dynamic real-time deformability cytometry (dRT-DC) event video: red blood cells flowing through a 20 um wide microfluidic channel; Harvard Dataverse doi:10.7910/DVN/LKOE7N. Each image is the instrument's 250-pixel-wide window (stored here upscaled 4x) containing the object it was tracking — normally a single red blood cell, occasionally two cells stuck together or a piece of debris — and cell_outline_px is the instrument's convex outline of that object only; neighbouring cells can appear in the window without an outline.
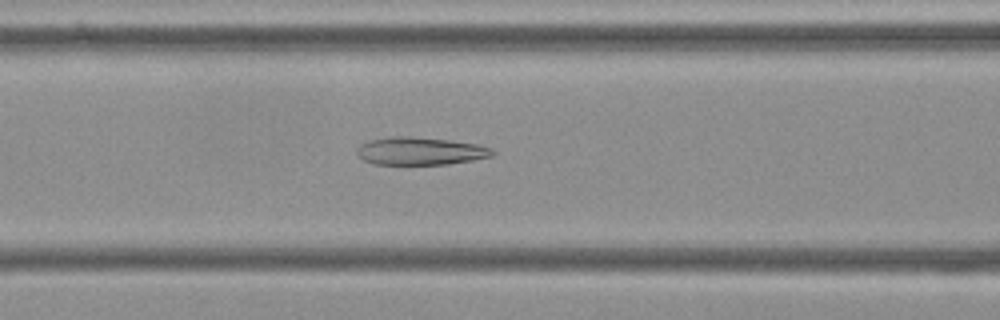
{"species": "Egyptian fruit bat (a non-hibernating species)", "species_latin": "Rousettus aegyptiacus", "temperature_condition": "cold", "stored_images_in_passage": 56, "camera_frame_rate_fps": 3000, "um_per_image_px": 0.085, "frame": {"image": 1, "passage_image": 23, "time_ms": 7.333, "image_size_px": [1000, 320], "cell_outline_px": [[496, 152], [492, 156], [472, 160], [448, 164], [376, 164], [364, 160], [356, 152], [356, 148], [360, 144], [368, 140], [392, 136], [408, 136], [448, 140], [476, 144], [492, 148]], "centroid_in_image_um": [35.71, 12.83], "position_along_channel_um": 130.9, "area_um2": 21.85}}
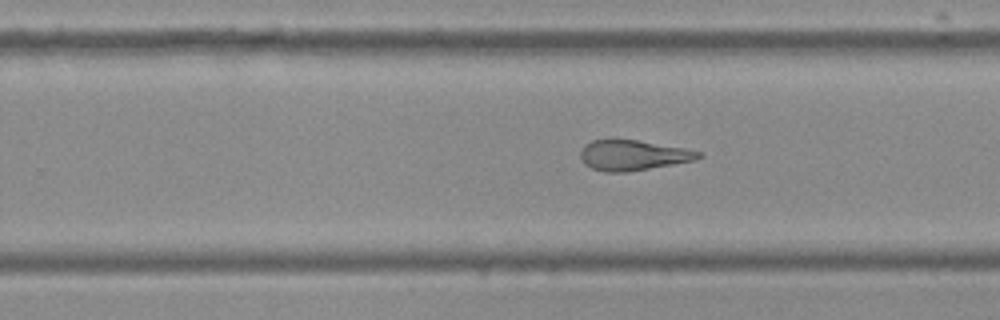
{"frame": {"image": 2, "passage_image": 35, "time_ms": 11.333, "image_size_px": [1000, 320], "cell_outline_px": [[704, 156], [692, 160], [672, 164], [628, 172], [604, 172], [592, 168], [584, 164], [580, 156], [580, 152], [584, 144], [592, 140], [636, 140], [684, 148], [700, 152]], "centroid_in_image_um": [53.76, 13.2], "position_along_channel_um": 276.0, "area_um2": 20.58}}
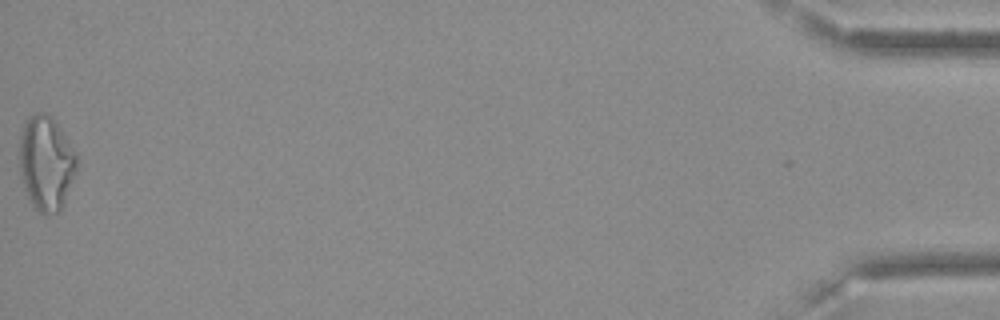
{"frame": {"image": 3, "passage_image": 56, "time_ms": 18.333, "image_size_px": [1000, 320], "cell_outline_px": [[76, 172], [64, 204], [60, 212], [48, 216], [44, 216], [32, 208], [24, 192], [20, 176], [20, 136], [24, 124], [28, 116], [36, 112], [44, 112], [56, 120], [76, 152]], "centroid_in_image_um": [3.91, 13.91], "position_along_channel_um": 431.3, "area_um2": 32.37}, "authors_computed_cell_mechanics": {"area_um2": 25.2297, "velocity_mm_per_s": 3.6333, "shape_relaxation_time_tau1_ms": null, "shape_relaxation_time_tau2_ms": 3.0933, "deformation_change_tau1": null, "deformation_change_tau2": 0.1214}}